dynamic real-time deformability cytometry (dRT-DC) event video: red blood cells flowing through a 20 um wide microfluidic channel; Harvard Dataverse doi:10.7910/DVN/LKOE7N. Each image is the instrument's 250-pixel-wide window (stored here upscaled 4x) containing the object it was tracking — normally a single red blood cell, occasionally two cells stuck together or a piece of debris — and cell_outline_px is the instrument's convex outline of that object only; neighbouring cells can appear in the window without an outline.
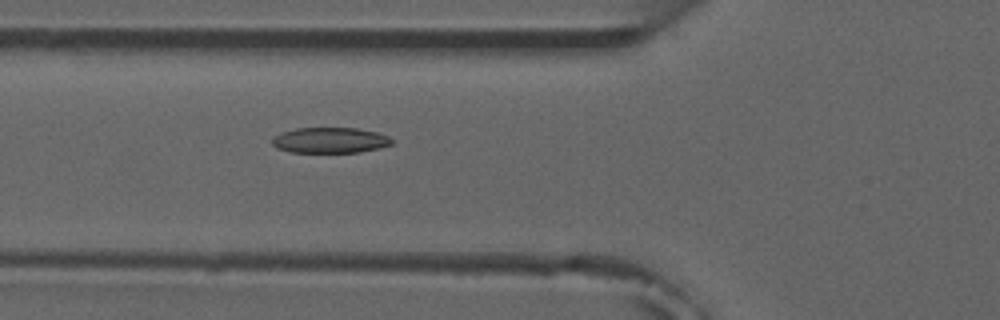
{"species": "common noctule bat (a hibernating species)", "species_latin": "Nyctalus noctula", "temperature_condition": "room temperature", "stored_images_in_passage": 2, "camera_frame_rate_fps": 3000, "um_per_image_px": 0.085, "animal": {"sex": "male", "forearm_length_mm": 52.5}, "frame": {"image": 1, "passage_image": 2, "time_ms": 1.0, "image_size_px": [1000, 320], "cell_outline_px": [[392, 144], [380, 148], [360, 152], [288, 152], [276, 148], [272, 144], [272, 136], [280, 132], [296, 128], [356, 128], [376, 132], [388, 136], [392, 140]], "centroid_in_image_um": [28.01, 11.92], "position_along_channel_um": 97.8, "area_um2": 17.98}}